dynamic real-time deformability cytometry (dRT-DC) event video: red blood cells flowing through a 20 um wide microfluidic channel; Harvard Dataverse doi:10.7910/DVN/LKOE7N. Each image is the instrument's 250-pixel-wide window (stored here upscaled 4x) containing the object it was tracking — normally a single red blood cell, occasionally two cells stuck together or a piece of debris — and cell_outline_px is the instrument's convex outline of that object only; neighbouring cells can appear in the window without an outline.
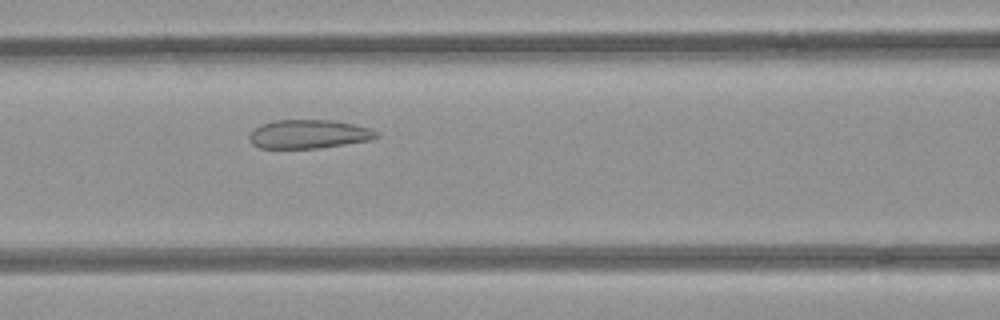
{"species": "common noctule bat (a hibernating species)", "species_latin": "Nyctalus noctula", "temperature_condition": "room temperature", "stored_images_in_passage": 17, "camera_frame_rate_fps": 3000, "um_per_image_px": 0.085, "animal": {"sex": "female", "body_mass_g": 21.9}, "frame": {"image": 1, "passage_image": 15, "time_ms": 4.667, "image_size_px": [1000, 320], "cell_outline_px": [[380, 136], [372, 140], [316, 148], [260, 148], [252, 144], [248, 136], [260, 124], [276, 120], [336, 120], [372, 128]], "centroid_in_image_um": [26.27, 11.39], "position_along_channel_um": 140.3, "area_um2": 21.33}}